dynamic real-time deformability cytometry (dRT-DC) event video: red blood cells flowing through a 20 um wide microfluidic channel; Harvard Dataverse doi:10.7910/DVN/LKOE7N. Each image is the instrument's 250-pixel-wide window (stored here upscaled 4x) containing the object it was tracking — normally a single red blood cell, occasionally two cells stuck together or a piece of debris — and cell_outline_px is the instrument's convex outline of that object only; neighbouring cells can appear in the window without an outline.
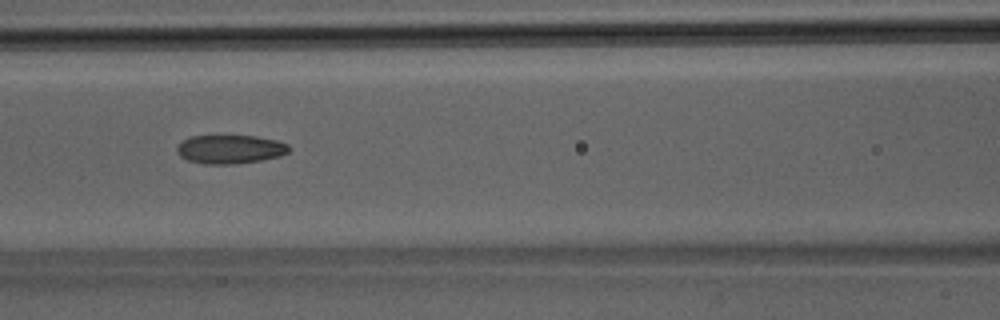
{"species": "Egyptian fruit bat (a non-hibernating species)", "species_latin": "Rousettus aegyptiacus", "temperature_condition": "room temperature", "stored_images_in_passage": 37, "camera_frame_rate_fps": 3000, "um_per_image_px": 0.085, "animal": {"sex": "male"}, "frame": {"image": 1, "passage_image": 15, "time_ms": 4.667, "image_size_px": [1000, 320], "cell_outline_px": [[292, 148], [288, 152], [280, 156], [260, 160], [236, 164], [204, 164], [188, 160], [180, 156], [176, 152], [176, 148], [188, 136], [256, 136], [276, 140], [288, 144]], "centroid_in_image_um": [19.57, 12.69], "position_along_channel_um": 147.0, "area_um2": 18.79}}
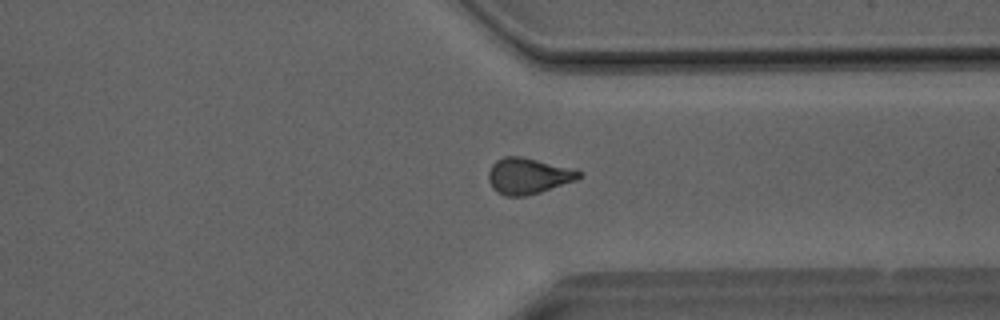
{"frame": {"image": 2, "passage_image": 28, "time_ms": 9.0, "image_size_px": [1000, 320], "cell_outline_px": [[584, 172], [576, 180], [540, 192], [524, 196], [504, 196], [496, 192], [492, 188], [488, 180], [488, 172], [492, 164], [496, 160], [504, 156], [520, 156], [576, 168]], "centroid_in_image_um": [44.9, 14.94], "position_along_channel_um": 366.5, "area_um2": 19.25}}
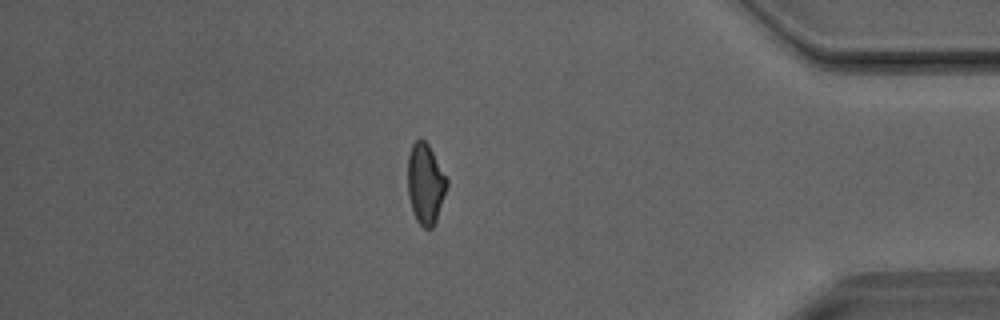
{"frame": {"image": 3, "passage_image": 32, "time_ms": 10.333, "image_size_px": [1000, 320], "cell_outline_px": [[448, 184], [436, 220], [432, 228], [424, 228], [416, 220], [408, 196], [408, 156], [412, 144], [420, 136], [428, 144], [448, 180]], "centroid_in_image_um": [36.15, 15.6], "position_along_channel_um": 399.0, "area_um2": 18.21}}